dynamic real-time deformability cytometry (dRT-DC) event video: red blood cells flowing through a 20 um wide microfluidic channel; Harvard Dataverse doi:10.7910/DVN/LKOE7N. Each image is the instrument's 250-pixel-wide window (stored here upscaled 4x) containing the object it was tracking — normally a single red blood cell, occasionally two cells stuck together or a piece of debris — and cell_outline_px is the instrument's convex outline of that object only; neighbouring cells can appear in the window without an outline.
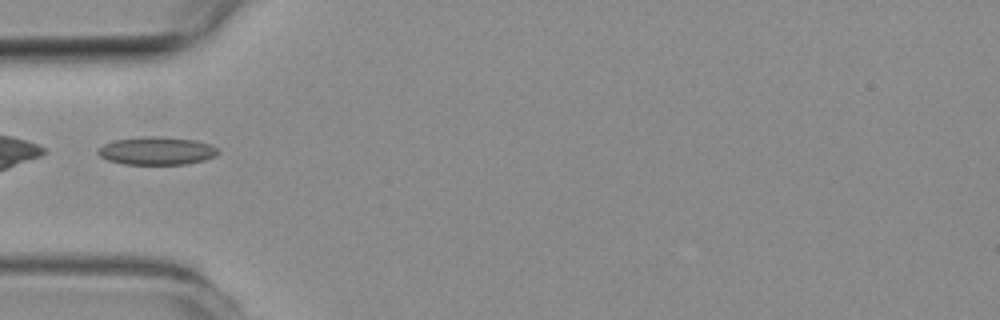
{"species": "common noctule bat (a hibernating species)", "species_latin": "Nyctalus noctula", "temperature_condition": "room temperature", "stored_images_in_passage": 6, "camera_frame_rate_fps": 3000, "um_per_image_px": 0.085, "animal": {"sex": "female", "body_mass_g": 19.3, "forearm_length_mm": 54.1}, "frame": {"image": 1, "passage_image": 1, "time_ms": 0.0, "image_size_px": [1000, 320], "cell_outline_px": [[220, 152], [216, 156], [204, 160], [184, 164], [124, 164], [108, 160], [100, 156], [96, 152], [104, 144], [116, 140], [140, 136], [160, 136], [192, 140], [208, 144], [216, 148]], "centroid_in_image_um": [13.31, 12.82], "position_along_channel_um": 71.7, "area_um2": 19.42}}
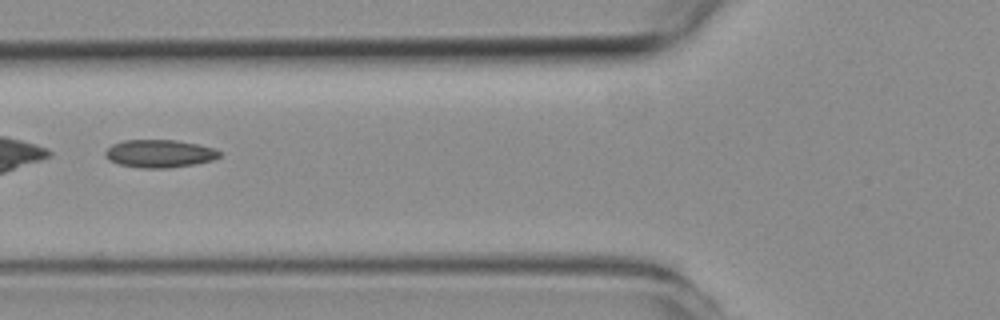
{"frame": {"image": 2, "passage_image": 4, "time_ms": 1.0, "image_size_px": [1000, 320], "cell_outline_px": [[220, 156], [212, 160], [196, 164], [168, 168], [140, 168], [120, 164], [108, 160], [104, 156], [104, 152], [112, 144], [124, 140], [176, 140], [200, 144], [212, 148], [220, 152]], "centroid_in_image_um": [13.54, 13.05], "position_along_channel_um": 112.3, "area_um2": 18.61}}